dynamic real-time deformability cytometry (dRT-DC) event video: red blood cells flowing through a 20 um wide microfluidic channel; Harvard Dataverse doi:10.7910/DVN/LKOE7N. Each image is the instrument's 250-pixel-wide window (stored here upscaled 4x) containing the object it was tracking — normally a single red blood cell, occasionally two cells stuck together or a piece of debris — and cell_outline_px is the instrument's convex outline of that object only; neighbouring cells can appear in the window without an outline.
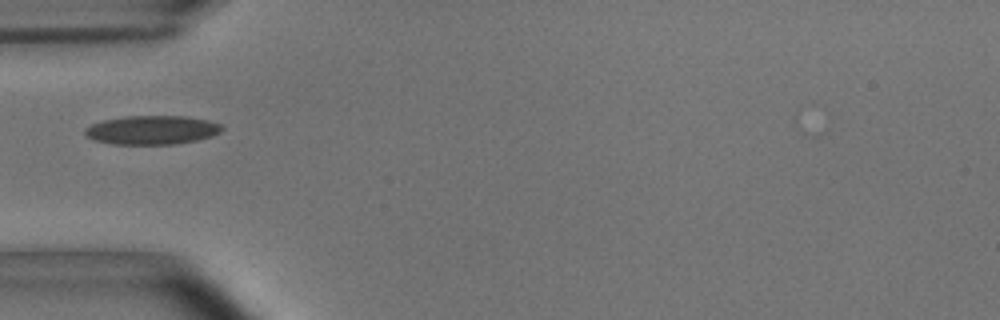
{"species": "common noctule bat (a hibernating species)", "species_latin": "Nyctalus noctula", "temperature_condition": "room temperature", "stored_images_in_passage": 36, "segment_of_instrument_passage": [1, 3], "camera_frame_rate_fps": 3000, "um_per_image_px": 0.085, "animal": {"sex": "male", "body_mass_g": 15.6}, "frame": {"image": 1, "passage_image": 2, "time_ms": 0.333, "image_size_px": [1000, 320], "cell_outline_px": [[224, 128], [220, 132], [212, 136], [196, 140], [176, 144], [112, 144], [96, 140], [88, 136], [84, 132], [84, 128], [92, 124], [104, 120], [124, 116], [184, 116], [208, 120], [220, 124]], "centroid_in_image_um": [12.93, 11.05], "position_along_channel_um": 72.1, "area_um2": 22.95}}
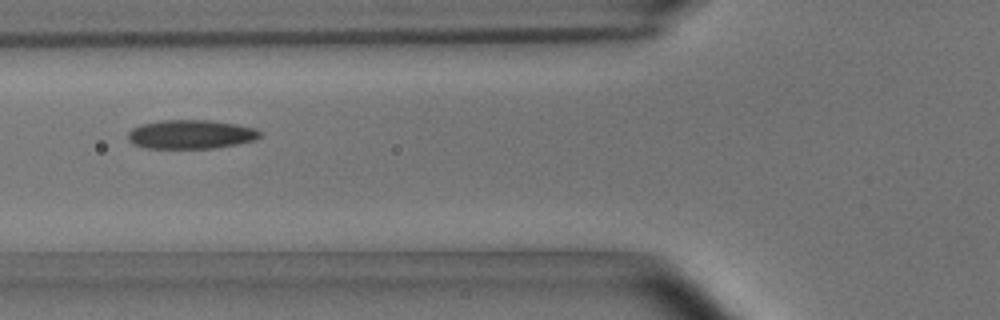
{"frame": {"image": 2, "passage_image": 5, "time_ms": 1.333, "image_size_px": [1000, 320], "cell_outline_px": [[260, 136], [252, 140], [236, 144], [212, 148], [144, 148], [132, 144], [128, 140], [128, 132], [132, 128], [140, 124], [160, 120], [208, 120], [236, 124], [256, 128], [260, 132]], "centroid_in_image_um": [16.16, 11.41], "position_along_channel_um": 109.6, "area_um2": 22.25}}